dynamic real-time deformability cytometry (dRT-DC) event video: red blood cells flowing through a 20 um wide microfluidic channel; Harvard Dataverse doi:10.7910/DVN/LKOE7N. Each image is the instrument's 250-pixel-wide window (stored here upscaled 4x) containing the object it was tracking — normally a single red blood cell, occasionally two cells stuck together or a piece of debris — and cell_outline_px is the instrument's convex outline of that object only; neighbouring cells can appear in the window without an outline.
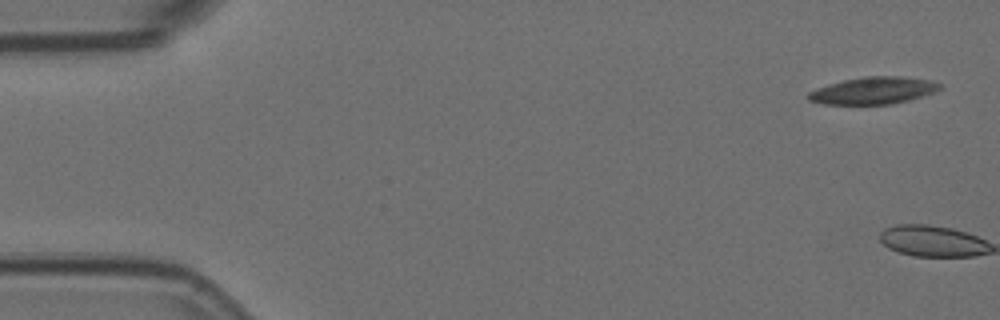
{"species": "Egyptian fruit bat (a non-hibernating species)", "species_latin": "Rousettus aegyptiacus", "temperature_condition": "room temperature", "stored_images_in_passage": 8, "camera_frame_rate_fps": 3000, "um_per_image_px": 0.085, "animal": {"sex": "female"}, "frame": {"image": 1, "passage_image": 1, "time_ms": 0.0, "image_size_px": [1000, 320], "cell_outline_px": [[944, 88], [936, 92], [908, 100], [892, 104], [824, 104], [808, 100], [808, 92], [828, 84], [844, 80], [864, 76], [900, 76], [928, 80], [940, 84]], "centroid_in_image_um": [74.25, 7.69], "position_along_channel_um": 10.7, "area_um2": 20.69}}
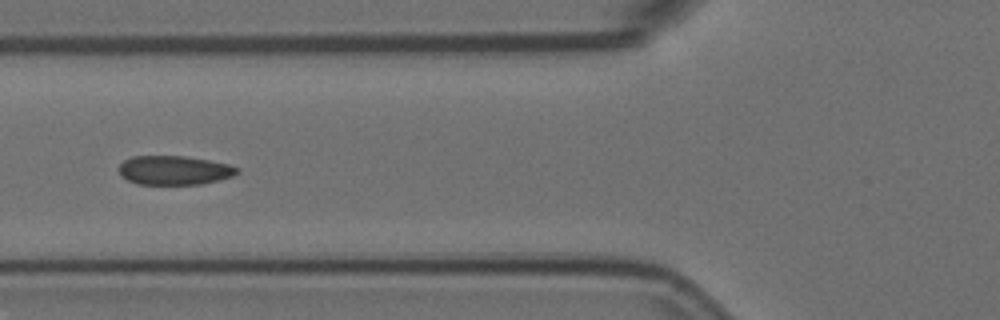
{"frame": {"image": 2, "passage_image": 7, "time_ms": 2.0, "image_size_px": [1000, 320], "cell_outline_px": [[240, 172], [232, 176], [220, 180], [200, 184], [136, 184], [120, 176], [120, 164], [124, 160], [132, 156], [184, 156], [208, 160], [228, 164], [240, 168]], "centroid_in_image_um": [14.82, 14.47], "position_along_channel_um": 111.0, "area_um2": 20.06}}
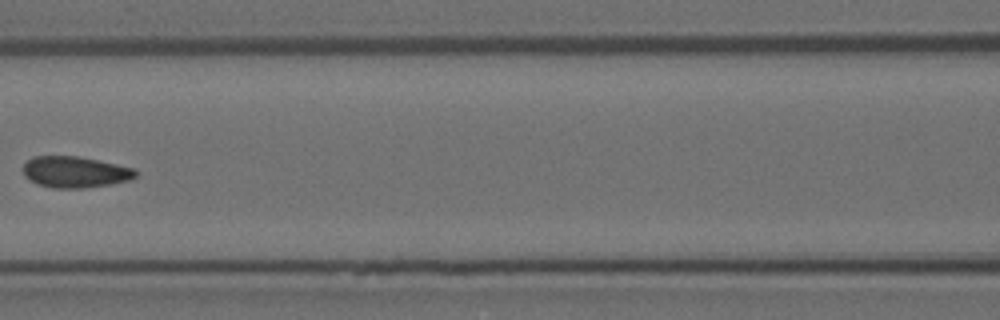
{"frame": {"image": 3, "passage_image": 8, "time_ms": 2.333, "image_size_px": [1000, 320], "cell_outline_px": [[136, 176], [128, 180], [112, 184], [84, 188], [56, 188], [36, 184], [24, 176], [24, 164], [32, 156], [76, 156], [136, 168]], "centroid_in_image_um": [6.37, 14.62], "position_along_channel_um": 160.2, "area_um2": 20.4}}